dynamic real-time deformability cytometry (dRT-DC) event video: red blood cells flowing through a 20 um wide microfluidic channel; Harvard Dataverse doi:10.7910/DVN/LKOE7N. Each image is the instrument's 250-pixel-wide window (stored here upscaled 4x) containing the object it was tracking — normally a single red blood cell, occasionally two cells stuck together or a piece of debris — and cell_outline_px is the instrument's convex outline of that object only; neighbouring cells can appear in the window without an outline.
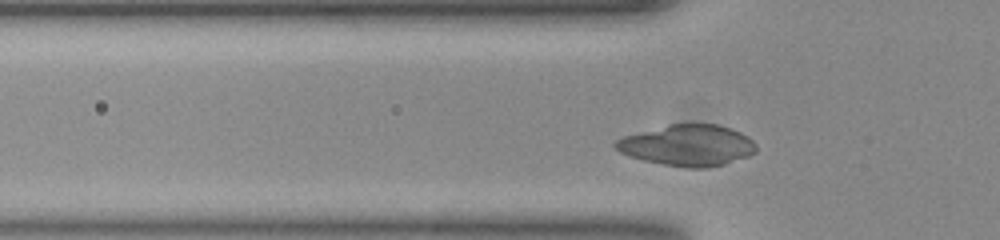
{"species": "common noctule bat (a hibernating species)", "species_latin": "Nyctalus noctula", "temperature_condition": "room temperature", "stored_images_in_passage": 32, "camera_frame_rate_fps": 3000, "um_per_image_px": 0.085, "animal": {"sex": "female", "body_mass_g": 23.0, "forearm_length_mm": 53.4}, "frame": {"image": 1, "passage_image": 6, "time_ms": 1.667, "image_size_px": [1000, 240], "cell_outline_px": [[756, 152], [748, 156], [724, 164], [708, 168], [688, 168], [664, 164], [644, 160], [628, 156], [620, 152], [612, 144], [616, 140], [624, 136], [672, 124], [716, 124], [732, 128], [748, 136], [756, 144]], "centroid_in_image_um": [58.47, 12.36], "position_along_channel_um": 67.3, "area_um2": 33.52}}
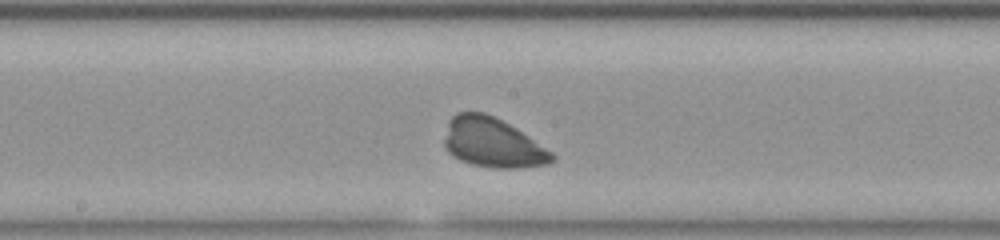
{"frame": {"image": 2, "passage_image": 17, "time_ms": 5.333, "image_size_px": [1000, 240], "cell_outline_px": [[556, 160], [548, 164], [520, 168], [492, 168], [472, 164], [460, 160], [452, 156], [444, 148], [444, 140], [448, 120], [456, 112], [484, 112], [516, 128], [552, 152], [556, 156]], "centroid_in_image_um": [41.85, 12.14], "position_along_channel_um": 206.3, "area_um2": 31.15}}
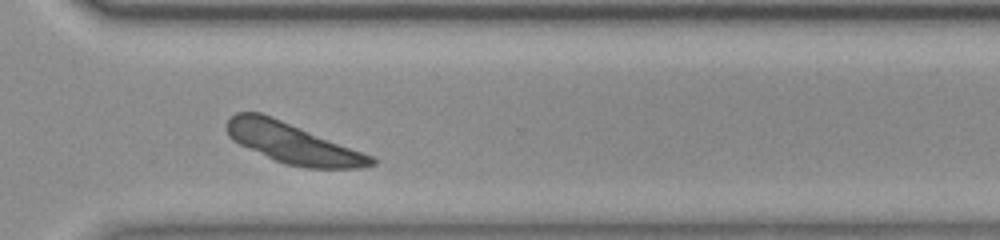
{"frame": {"image": 3, "passage_image": 28, "time_ms": 9.0, "image_size_px": [1000, 240], "cell_outline_px": [[376, 164], [360, 168], [304, 168], [284, 164], [240, 144], [232, 140], [228, 136], [224, 128], [224, 124], [236, 112], [260, 112], [372, 156], [376, 160]], "centroid_in_image_um": [24.83, 12.18], "position_along_channel_um": 345.8, "area_um2": 33.47}}